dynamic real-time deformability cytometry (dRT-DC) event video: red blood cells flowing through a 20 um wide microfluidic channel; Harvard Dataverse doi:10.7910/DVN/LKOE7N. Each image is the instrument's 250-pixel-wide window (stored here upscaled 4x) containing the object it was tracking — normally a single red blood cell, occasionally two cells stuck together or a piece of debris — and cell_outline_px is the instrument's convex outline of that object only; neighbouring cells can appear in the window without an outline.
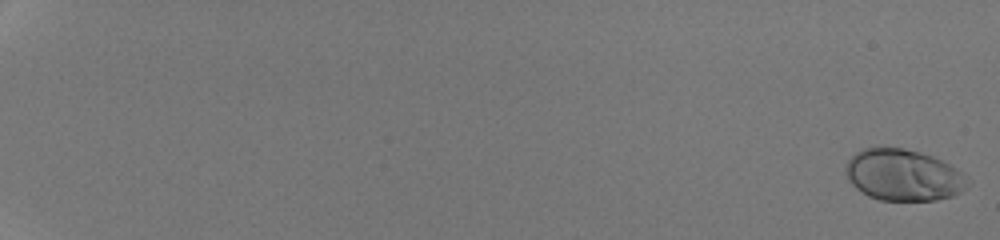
{"species": "human", "species_latin": "Homo sapiens", "temperature_condition": "room temperature", "stored_images_in_passage": 53, "camera_frame_rate_fps": 3000, "um_per_image_px": 0.085, "donor": {"sex": "male"}, "frame": {"image": 1, "passage_image": 1, "time_ms": 0.0, "image_size_px": [1000, 240], "cell_outline_px": [[972, 180], [960, 192], [952, 196], [936, 200], [880, 200], [868, 196], [856, 188], [852, 184], [844, 172], [844, 168], [848, 160], [856, 152], [864, 148], [904, 148], [920, 152], [932, 156], [948, 164], [968, 176]], "centroid_in_image_um": [76.78, 14.88], "position_along_channel_um": 8.2, "area_um2": 36.53}}
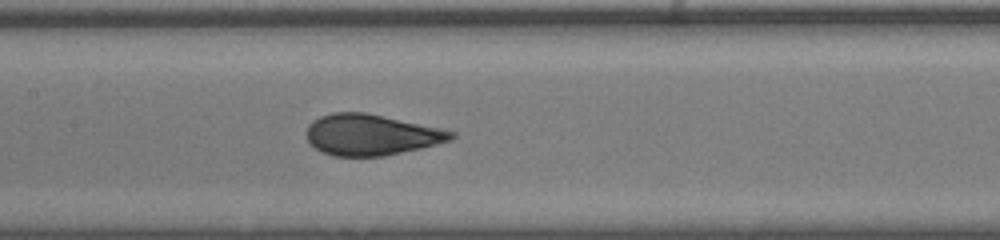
{"frame": {"image": 2, "passage_image": 31, "time_ms": 10.0, "image_size_px": [1000, 240], "cell_outline_px": [[456, 136], [452, 140], [420, 148], [384, 156], [332, 156], [320, 152], [308, 140], [304, 132], [308, 124], [312, 120], [320, 116], [332, 112], [364, 112], [384, 116], [440, 128], [456, 132]], "centroid_in_image_um": [31.51, 11.45], "position_along_channel_um": 175.9, "area_um2": 34.68}}
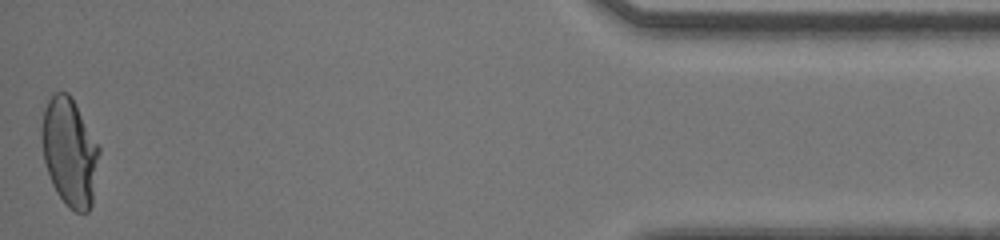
{"frame": {"image": 3, "passage_image": 53, "time_ms": 17.333, "image_size_px": [1000, 240], "cell_outline_px": [[100, 152], [92, 204], [88, 212], [76, 212], [64, 204], [56, 192], [52, 184], [44, 160], [40, 140], [40, 128], [44, 108], [52, 92], [68, 92], [100, 148]], "centroid_in_image_um": [5.89, 12.93], "position_along_channel_um": 429.3, "area_um2": 36.3}, "authors_computed_cell_mechanics": {"area_um2": 35.0268, "velocity_mm_per_s": 4.3081, "shape_relaxation_time_tau1_ms": 5.0863, "shape_relaxation_time_tau2_ms": null, "deformation_change_tau1": 0.1975, "deformation_change_tau2": null}}